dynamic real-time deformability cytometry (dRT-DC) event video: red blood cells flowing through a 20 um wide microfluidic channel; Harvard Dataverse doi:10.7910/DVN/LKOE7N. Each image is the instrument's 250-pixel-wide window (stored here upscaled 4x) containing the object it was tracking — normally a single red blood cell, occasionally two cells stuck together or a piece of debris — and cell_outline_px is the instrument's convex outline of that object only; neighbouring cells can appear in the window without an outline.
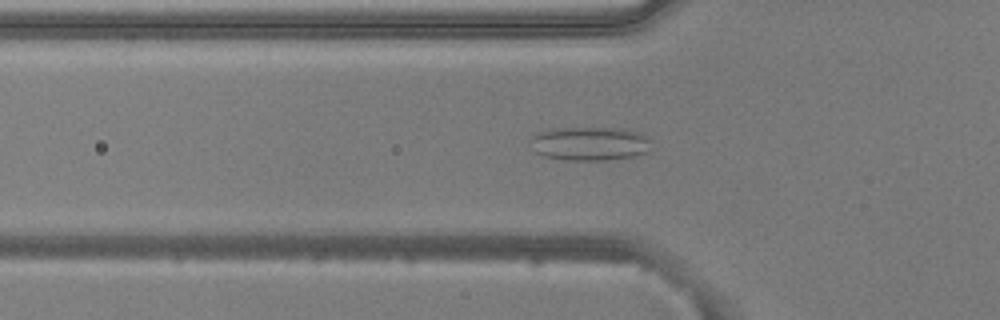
{"species": "common noctule bat (a hibernating species)", "species_latin": "Nyctalus noctula", "temperature_condition": "warm", "stored_images_in_passage": 37, "camera_frame_rate_fps": 3000, "um_per_image_px": 0.085, "animal": {"sex": "male", "body_mass_g": 20.5, "forearm_length_mm": 52.5}, "frame": {"image": 1, "passage_image": 8, "time_ms": 2.333, "image_size_px": [1000, 320], "cell_outline_px": [[652, 152], [636, 156], [604, 160], [568, 160], [544, 156], [536, 152], [532, 140], [532, 136], [540, 132], [552, 128], [620, 128], [636, 132], [652, 140]], "centroid_in_image_um": [50.22, 12.21], "position_along_channel_um": 75.6, "area_um2": 23.81}}
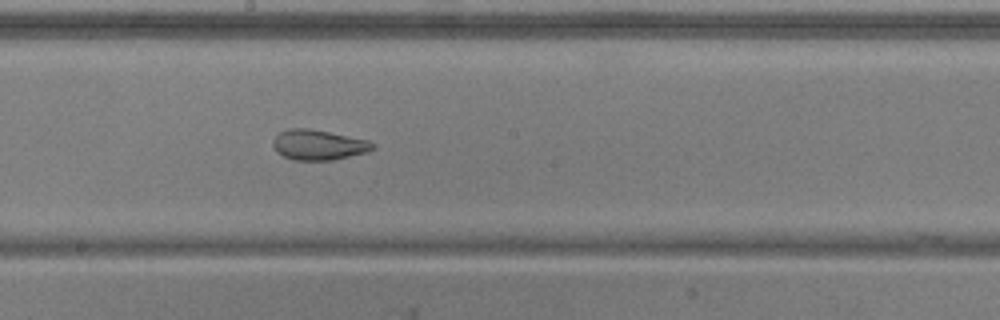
{"frame": {"image": 2, "passage_image": 19, "time_ms": 6.0, "image_size_px": [1000, 320], "cell_outline_px": [[376, 148], [368, 152], [332, 160], [292, 160], [276, 152], [272, 144], [272, 140], [280, 132], [288, 128], [308, 128], [368, 140], [376, 144]], "centroid_in_image_um": [27.07, 12.32], "position_along_channel_um": 221.1, "area_um2": 17.63}}
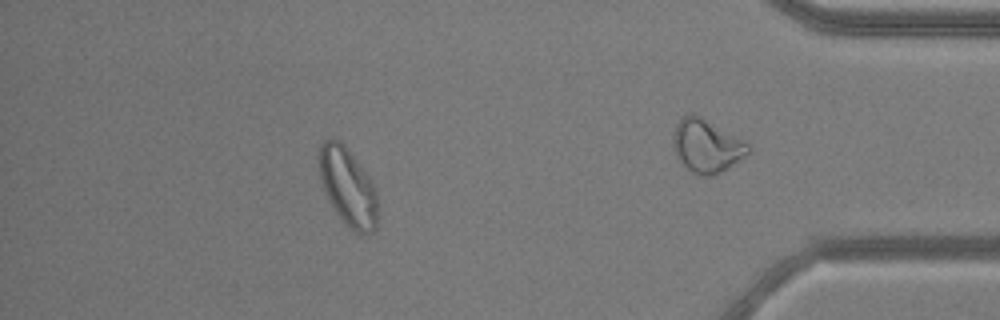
{"frame": {"image": 3, "passage_image": 31, "time_ms": 10.0, "image_size_px": [1000, 320], "cell_outline_px": [[376, 228], [372, 232], [356, 232], [348, 228], [336, 212], [328, 200], [324, 192], [320, 176], [316, 156], [320, 144], [324, 140], [340, 140], [344, 144], [368, 176], [376, 188]], "centroid_in_image_um": [29.52, 15.85], "position_along_channel_um": 405.7, "area_um2": 26.53}, "authors_computed_cell_mechanics": {"area_um2": 19.1896, "velocity_mm_per_s": 3.9275, "shape_relaxation_time_tau1_ms": null, "shape_relaxation_time_tau2_ms": 1.4086, "deformation_change_tau1": null, "deformation_change_tau2": 0.0826}}